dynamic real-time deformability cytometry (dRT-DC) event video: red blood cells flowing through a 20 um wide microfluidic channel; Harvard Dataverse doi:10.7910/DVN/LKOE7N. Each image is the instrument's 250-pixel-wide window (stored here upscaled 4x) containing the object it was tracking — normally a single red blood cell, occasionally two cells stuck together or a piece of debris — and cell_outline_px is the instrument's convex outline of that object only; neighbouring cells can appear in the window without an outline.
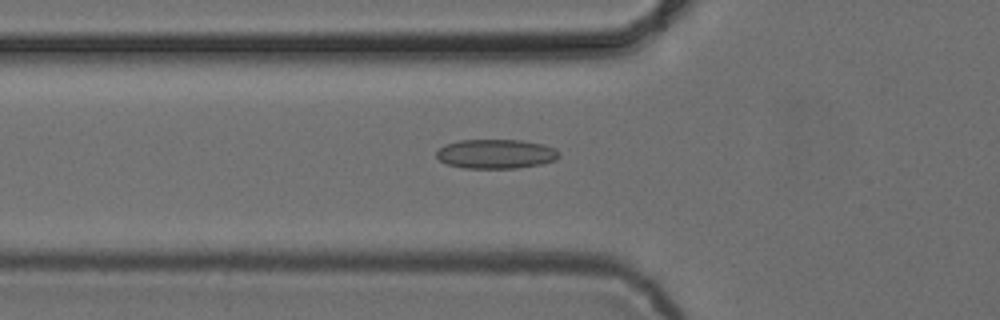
{"species": "common noctule bat (a hibernating species)", "species_latin": "Nyctalus noctula", "temperature_condition": "cold", "stored_images_in_passage": 52, "camera_frame_rate_fps": 3000, "um_per_image_px": 0.085, "animal": {"sex": "female", "body_mass_g": 24.6, "forearm_length_mm": 56.2}, "frame": {"image": 1, "passage_image": 18, "time_ms": 5.667, "image_size_px": [1000, 320], "cell_outline_px": [[560, 156], [556, 160], [540, 164], [516, 168], [464, 168], [448, 164], [440, 160], [436, 156], [436, 152], [444, 144], [460, 140], [520, 140], [544, 144], [556, 148], [560, 152]], "centroid_in_image_um": [42.18, 13.07], "position_along_channel_um": 83.6, "area_um2": 21.04}}
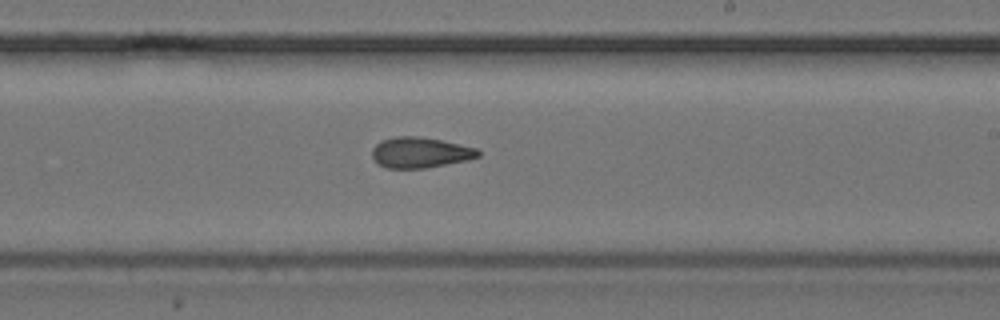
{"frame": {"image": 2, "passage_image": 31, "time_ms": 10.0, "image_size_px": [1000, 320], "cell_outline_px": [[480, 156], [468, 160], [424, 168], [384, 168], [372, 156], [372, 148], [380, 140], [396, 136], [416, 136], [440, 140], [476, 148], [480, 152]], "centroid_in_image_um": [35.69, 12.96], "position_along_channel_um": 253.3, "area_um2": 18.79}}
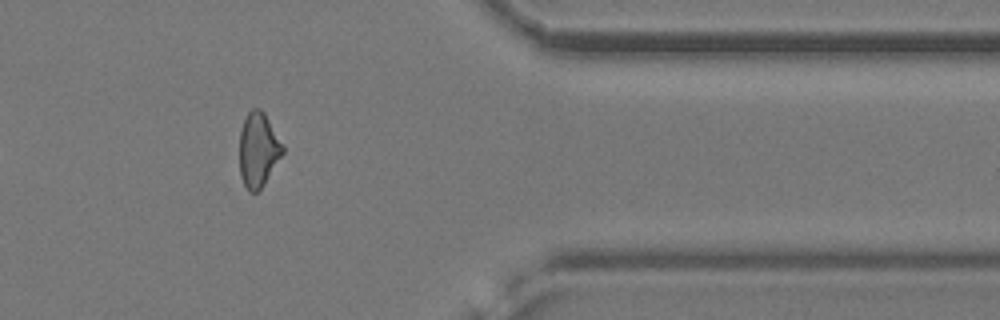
{"frame": {"image": 3, "passage_image": 43, "time_ms": 14.0, "image_size_px": [1000, 320], "cell_outline_px": [[284, 152], [264, 184], [256, 192], [248, 192], [240, 176], [240, 128], [248, 112], [252, 108], [260, 108], [264, 112], [284, 148]], "centroid_in_image_um": [21.93, 12.73], "position_along_channel_um": 389.5, "area_um2": 18.55}, "authors_computed_cell_mechanics": {"area_um2": 19.1607, "velocity_mm_per_s": 3.8896, "shape_relaxation_time_tau1_ms": null, "shape_relaxation_time_tau2_ms": 4.7422, "deformation_change_tau1": null, "deformation_change_tau2": 0.1233}}